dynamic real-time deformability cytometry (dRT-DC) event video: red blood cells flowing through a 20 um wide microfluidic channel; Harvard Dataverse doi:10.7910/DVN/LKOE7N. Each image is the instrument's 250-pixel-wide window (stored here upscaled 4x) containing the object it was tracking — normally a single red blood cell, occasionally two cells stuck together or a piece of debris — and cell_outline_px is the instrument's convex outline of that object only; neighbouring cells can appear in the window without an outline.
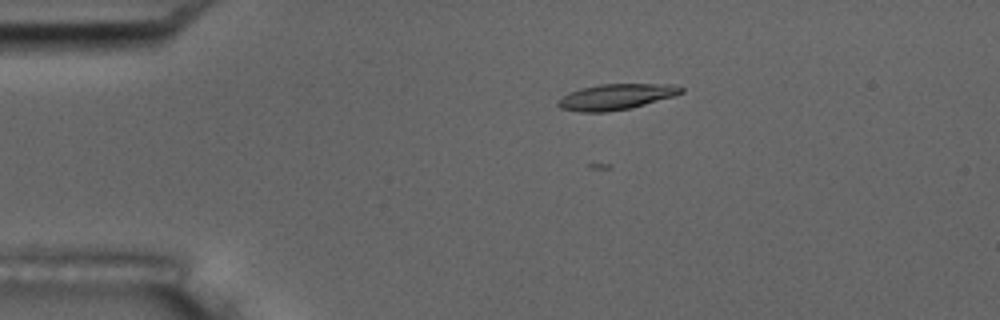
{"species": "common noctule bat (a hibernating species)", "species_latin": "Nyctalus noctula", "temperature_condition": "room temperature", "stored_images_in_passage": 56, "camera_frame_rate_fps": 3000, "um_per_image_px": 0.085, "animal": {"sex": "male", "body_mass_g": 17.5, "forearm_length_mm": 52.3}, "frame": {"image": 1, "passage_image": 11, "time_ms": 3.333, "image_size_px": [1000, 320], "cell_outline_px": [[684, 92], [676, 96], [632, 108], [608, 112], [580, 112], [560, 108], [556, 104], [556, 100], [580, 88], [600, 84], [672, 84], [684, 88]], "centroid_in_image_um": [52.4, 8.23], "position_along_channel_um": 32.6, "area_um2": 18.67}}
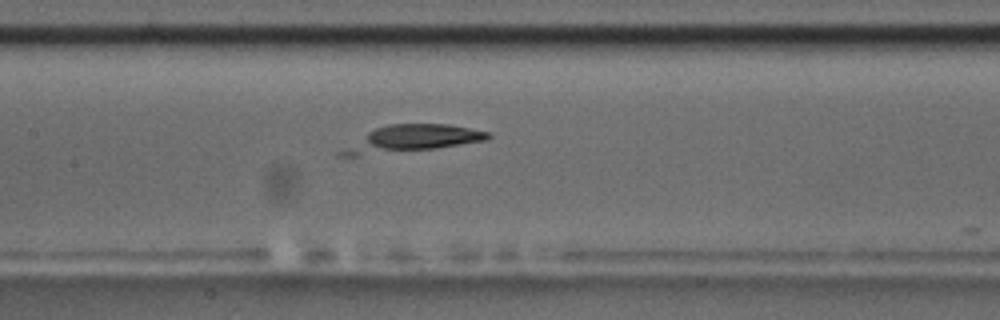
{"frame": {"image": 2, "passage_image": 26, "time_ms": 8.333, "image_size_px": [1000, 320], "cell_outline_px": [[492, 136], [484, 140], [436, 148], [380, 148], [372, 144], [368, 140], [368, 132], [376, 128], [388, 124], [448, 124], [492, 132]], "centroid_in_image_um": [36.06, 11.55], "position_along_channel_um": 171.3, "area_um2": 17.46}}
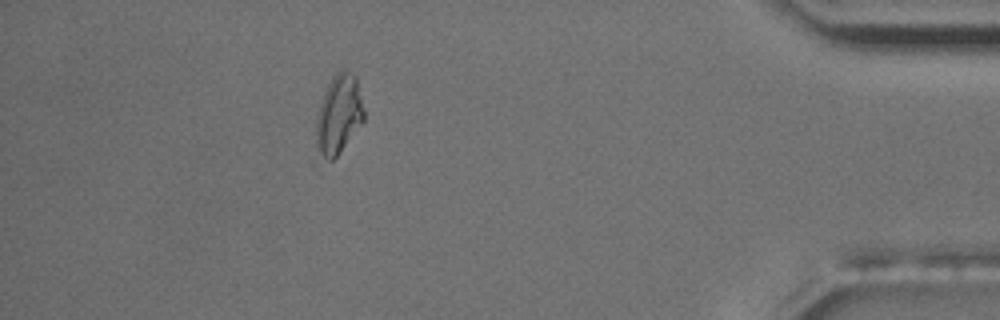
{"frame": {"image": 3, "passage_image": 49, "time_ms": 16.0, "image_size_px": [1000, 320], "cell_outline_px": [[364, 120], [340, 152], [320, 172], [312, 164], [312, 160], [316, 116], [324, 92], [332, 76], [340, 68], [344, 68], [352, 72], [356, 76], [364, 112]], "centroid_in_image_um": [28.64, 9.99], "position_along_channel_um": 406.6, "area_um2": 24.1}}